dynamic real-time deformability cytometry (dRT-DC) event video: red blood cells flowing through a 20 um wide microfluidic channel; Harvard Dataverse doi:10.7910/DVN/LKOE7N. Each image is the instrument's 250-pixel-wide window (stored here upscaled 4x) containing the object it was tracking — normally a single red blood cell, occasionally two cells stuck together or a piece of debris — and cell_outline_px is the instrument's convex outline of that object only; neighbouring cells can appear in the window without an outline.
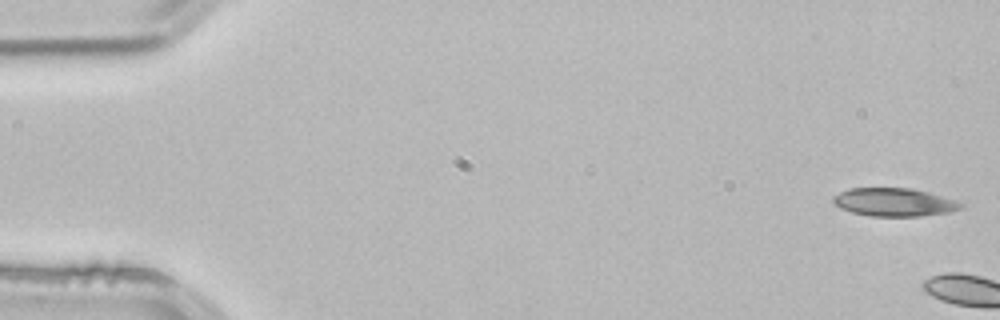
{"species": "common noctule bat (a hibernating species)", "species_latin": "Nyctalus noctula", "temperature_condition": "room temperature", "stored_images_in_passage": 4, "camera_frame_rate_fps": 3000, "um_per_image_px": 0.085, "animal": {"sex": "male", "body_mass_g": 21.5, "forearm_length_mm": 52.0}, "frame": {"image": 1, "passage_image": 1, "time_ms": 0.0, "image_size_px": [1000, 320], "cell_outline_px": [[964, 208], [948, 212], [920, 216], [868, 216], [852, 212], [840, 208], [832, 200], [832, 196], [840, 192], [852, 188], [912, 188], [928, 192], [964, 204]], "centroid_in_image_um": [75.98, 17.19], "position_along_channel_um": 9.0, "area_um2": 20.81}}
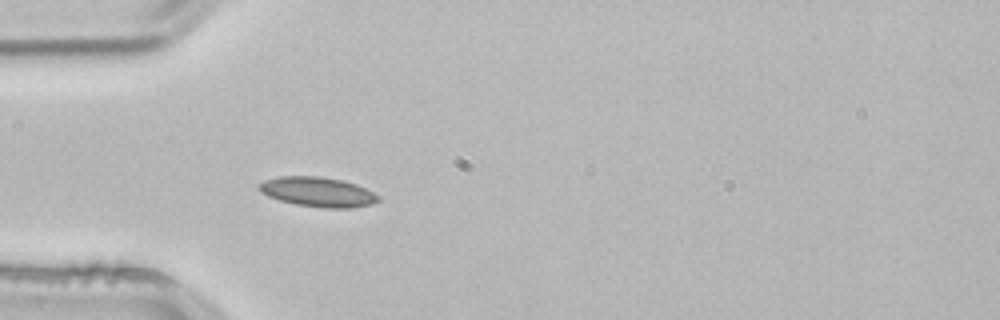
{"frame": {"image": 2, "passage_image": 4, "time_ms": 1.0, "image_size_px": [1000, 320], "cell_outline_px": [[380, 200], [372, 204], [352, 208], [324, 208], [296, 204], [280, 200], [268, 196], [260, 192], [256, 188], [264, 180], [280, 176], [320, 176], [344, 180], [356, 184], [380, 196]], "centroid_in_image_um": [27.01, 16.31], "position_along_channel_um": 58.0, "area_um2": 20.75}}